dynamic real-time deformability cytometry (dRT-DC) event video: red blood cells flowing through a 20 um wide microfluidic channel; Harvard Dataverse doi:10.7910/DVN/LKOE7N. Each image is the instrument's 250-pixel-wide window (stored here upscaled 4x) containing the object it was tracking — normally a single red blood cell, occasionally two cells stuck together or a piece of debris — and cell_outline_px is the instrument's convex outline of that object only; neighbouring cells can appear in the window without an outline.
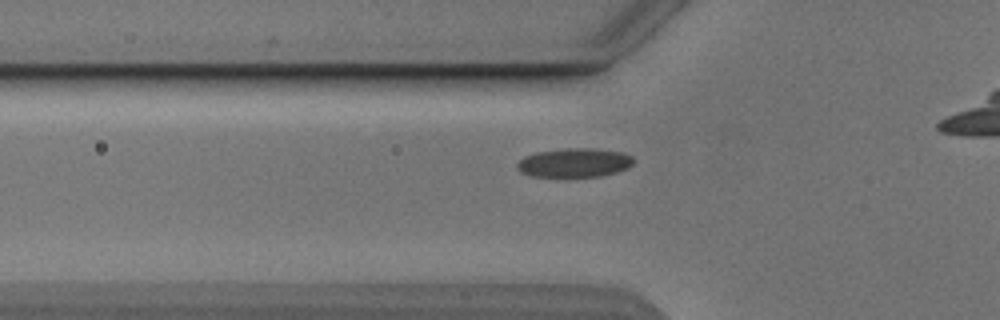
{"species": "Egyptian fruit bat (a non-hibernating species)", "species_latin": "Rousettus aegyptiacus", "temperature_condition": "cold", "stored_images_in_passage": 33, "camera_frame_rate_fps": 3000, "um_per_image_px": 0.085, "animal": {"sex": "male"}, "frame": {"image": 1, "passage_image": 2, "time_ms": 0.333, "image_size_px": [1000, 320], "cell_outline_px": [[632, 164], [628, 168], [616, 172], [600, 176], [532, 176], [520, 172], [516, 168], [516, 164], [524, 156], [536, 152], [564, 148], [592, 148], [624, 152], [632, 156]], "centroid_in_image_um": [48.81, 13.82], "position_along_channel_um": 77.0, "area_um2": 19.65}}
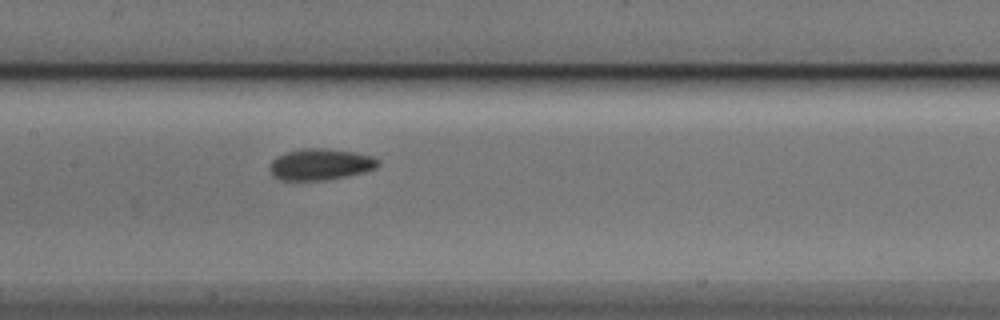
{"frame": {"image": 2, "passage_image": 10, "time_ms": 3.0, "image_size_px": [1000, 320], "cell_outline_px": [[380, 164], [376, 168], [364, 172], [324, 180], [280, 180], [272, 176], [268, 168], [272, 160], [276, 156], [300, 148], [324, 148], [352, 152], [372, 156], [380, 160]], "centroid_in_image_um": [27.2, 13.97], "position_along_channel_um": 180.2, "area_um2": 19.83}}
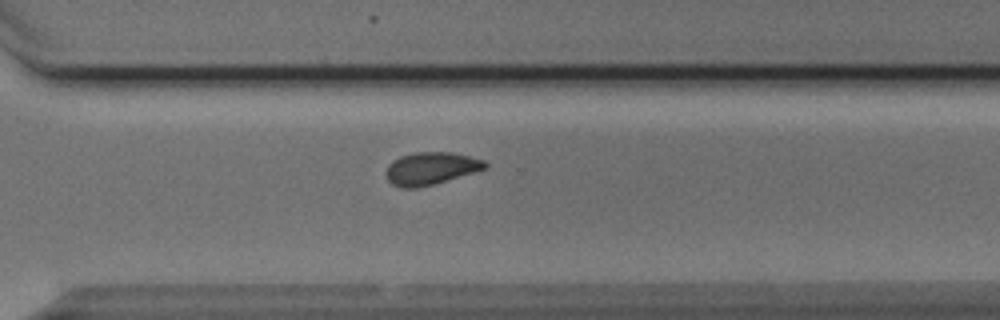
{"frame": {"image": 3, "passage_image": 22, "time_ms": 7.0, "image_size_px": [1000, 320], "cell_outline_px": [[488, 168], [432, 184], [416, 188], [400, 188], [392, 184], [388, 180], [384, 172], [388, 164], [392, 160], [400, 156], [416, 152], [452, 152], [484, 160], [488, 164]], "centroid_in_image_um": [36.58, 14.31], "position_along_channel_um": 334.0, "area_um2": 18.79}, "authors_computed_cell_mechanics": {"area_um2": 18.7272, "velocity_mm_per_s": 3.8488, "shape_relaxation_time_tau1_ms": 3.929, "shape_relaxation_time_tau2_ms": 2.2254, "deformation_change_tau1": 0.0904, "deformation_change_tau2": 0.0691}}